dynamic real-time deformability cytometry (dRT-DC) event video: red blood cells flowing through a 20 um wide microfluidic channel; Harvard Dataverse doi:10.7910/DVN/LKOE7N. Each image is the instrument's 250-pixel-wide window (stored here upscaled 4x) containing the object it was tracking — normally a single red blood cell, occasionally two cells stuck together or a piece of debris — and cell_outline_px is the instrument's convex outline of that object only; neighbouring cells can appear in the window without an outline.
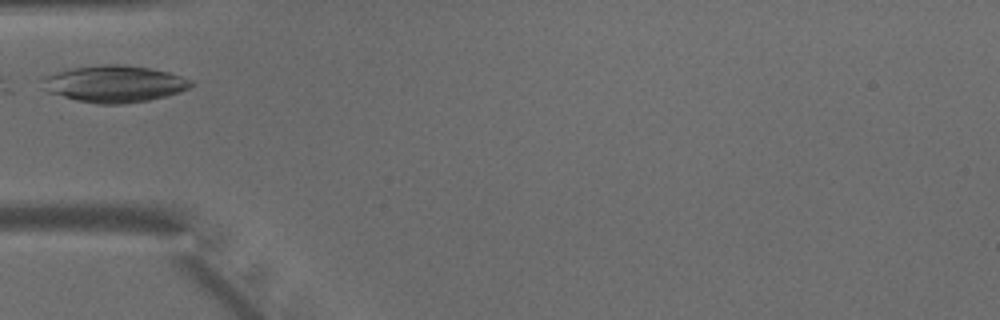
{"species": "common noctule bat (a hibernating species)", "species_latin": "Nyctalus noctula", "temperature_condition": "warm", "stored_images_in_passage": 21, "camera_frame_rate_fps": 3000, "um_per_image_px": 0.085, "animal": {"sex": "male", "body_mass_g": 15.6}, "frame": {"image": 1, "passage_image": 1, "time_ms": 0.0, "image_size_px": [1000, 320], "cell_outline_px": [[192, 84], [188, 88], [180, 92], [148, 100], [120, 104], [96, 104], [76, 100], [48, 92], [44, 88], [44, 76], [56, 72], [76, 68], [104, 64], [116, 64], [152, 68], [168, 72], [192, 80]], "centroid_in_image_um": [9.73, 7.13], "position_along_channel_um": 75.3, "area_um2": 31.44}}